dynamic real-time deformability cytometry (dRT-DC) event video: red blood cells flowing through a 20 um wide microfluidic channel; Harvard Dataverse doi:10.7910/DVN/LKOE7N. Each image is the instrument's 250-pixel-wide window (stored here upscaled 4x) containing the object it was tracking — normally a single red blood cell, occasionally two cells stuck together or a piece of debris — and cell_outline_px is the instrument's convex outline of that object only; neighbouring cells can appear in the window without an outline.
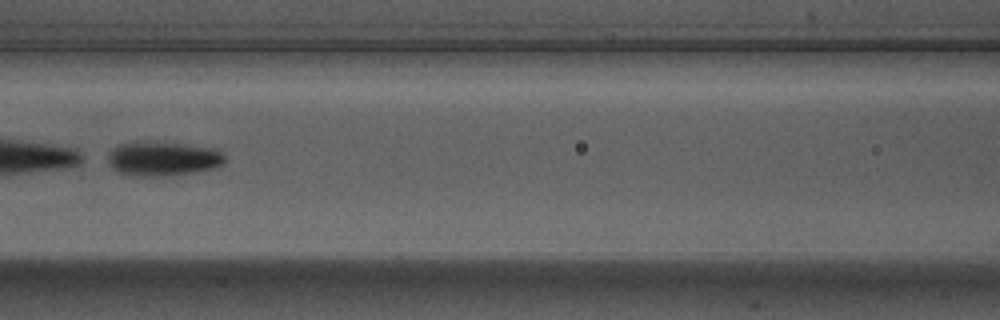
{"species": "Egyptian fruit bat (a non-hibernating species)", "species_latin": "Rousettus aegyptiacus", "temperature_condition": "warm", "stored_images_in_passage": 54, "camera_frame_rate_fps": 3000, "um_per_image_px": 0.085, "animal": {"sex": "male"}, "frame": {"image": 1, "passage_image": 24, "time_ms": 7.667, "image_size_px": [1000, 320], "cell_outline_px": [[224, 164], [216, 168], [168, 176], [136, 176], [120, 172], [112, 168], [108, 164], [108, 152], [112, 148], [120, 144], [148, 140], [184, 144], [216, 148], [224, 156]], "centroid_in_image_um": [13.83, 13.47], "position_along_channel_um": 152.8, "area_um2": 23.7}}